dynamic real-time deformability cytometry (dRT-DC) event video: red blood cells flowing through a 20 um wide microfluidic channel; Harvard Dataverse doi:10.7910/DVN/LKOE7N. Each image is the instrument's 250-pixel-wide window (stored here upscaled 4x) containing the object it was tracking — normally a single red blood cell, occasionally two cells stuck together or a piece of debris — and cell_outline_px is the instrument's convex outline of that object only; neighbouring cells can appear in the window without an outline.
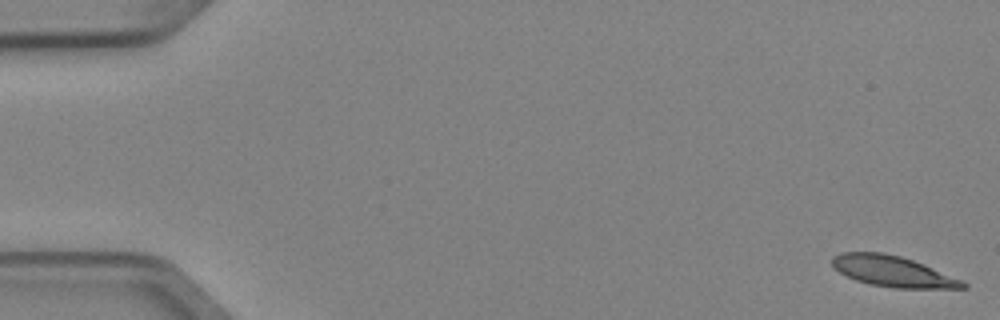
{"species": "Egyptian fruit bat (a non-hibernating species)", "species_latin": "Rousettus aegyptiacus", "temperature_condition": "cold", "stored_images_in_passage": 5, "camera_frame_rate_fps": 3000, "um_per_image_px": 0.085, "animal": {"sex": "female"}, "frame": {"image": 1, "passage_image": 1, "time_ms": 0.0, "image_size_px": [1000, 320], "cell_outline_px": [[968, 288], [896, 288], [868, 284], [856, 280], [840, 272], [832, 264], [832, 256], [840, 252], [884, 252], [900, 256], [924, 264], [960, 280], [968, 284]], "centroid_in_image_um": [75.86, 23.06], "position_along_channel_um": 9.1, "area_um2": 23.24}}